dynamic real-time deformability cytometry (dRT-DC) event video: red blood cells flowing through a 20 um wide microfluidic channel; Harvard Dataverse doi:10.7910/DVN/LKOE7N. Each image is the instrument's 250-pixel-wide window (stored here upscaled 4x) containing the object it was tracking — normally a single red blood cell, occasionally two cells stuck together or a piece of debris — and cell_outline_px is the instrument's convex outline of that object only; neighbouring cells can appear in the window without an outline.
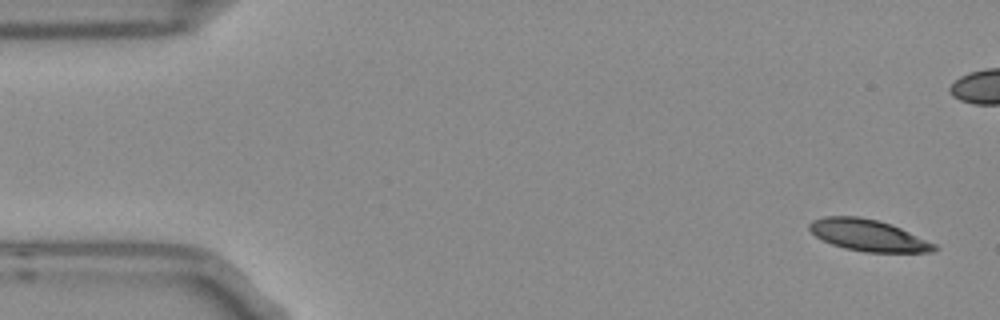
{"species": "Egyptian fruit bat (a non-hibernating species)", "species_latin": "Rousettus aegyptiacus", "temperature_condition": "room temperature", "stored_images_in_passage": 5, "camera_frame_rate_fps": 3000, "um_per_image_px": 0.085, "frame": {"image": 1, "passage_image": 1, "time_ms": 0.0, "image_size_px": [1000, 320], "cell_outline_px": [[940, 248], [932, 252], [864, 252], [844, 248], [832, 244], [816, 236], [808, 228], [808, 224], [812, 220], [824, 216], [860, 216], [880, 220], [892, 224], [936, 244]], "centroid_in_image_um": [73.81, 19.99], "position_along_channel_um": 11.2, "area_um2": 23.12}}